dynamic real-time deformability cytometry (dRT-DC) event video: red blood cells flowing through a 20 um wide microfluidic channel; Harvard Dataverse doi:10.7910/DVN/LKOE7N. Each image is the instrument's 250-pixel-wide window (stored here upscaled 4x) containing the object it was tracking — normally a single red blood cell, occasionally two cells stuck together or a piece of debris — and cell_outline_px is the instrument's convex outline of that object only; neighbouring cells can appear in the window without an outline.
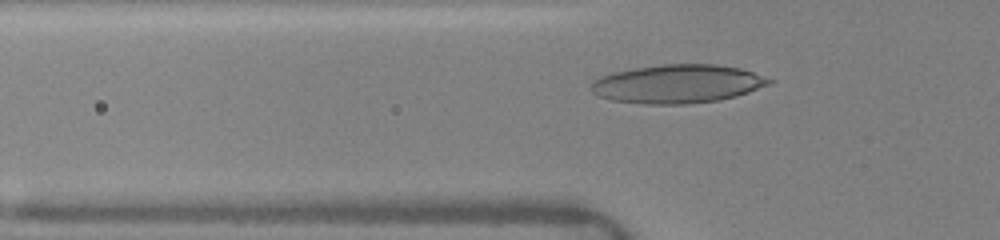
{"species": "human", "species_latin": "Homo sapiens", "temperature_condition": "warm", "stored_images_in_passage": 51, "camera_frame_rate_fps": 3000, "um_per_image_px": 0.085, "donor": {"sex": "female"}, "frame": {"image": 1, "passage_image": 6, "time_ms": 1.667, "image_size_px": [1000, 240], "cell_outline_px": [[776, 80], [768, 84], [748, 92], [736, 96], [716, 100], [684, 104], [648, 104], [612, 100], [600, 96], [592, 92], [592, 80], [600, 76], [612, 72], [660, 64], [716, 64], [740, 68]], "centroid_in_image_um": [57.58, 7.12], "position_along_channel_um": 68.2, "area_um2": 39.77}}
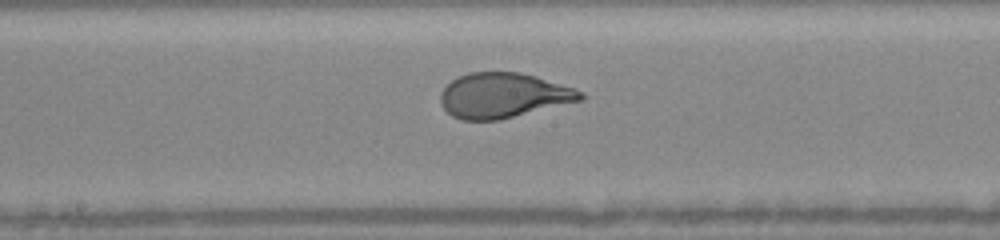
{"frame": {"image": 2, "passage_image": 22, "time_ms": 5.0, "image_size_px": [1000, 240], "cell_outline_px": [[588, 96], [584, 100], [500, 120], [464, 120], [452, 116], [440, 104], [440, 92], [452, 80], [468, 72], [520, 72], [536, 76], [576, 88], [584, 92]], "centroid_in_image_um": [42.84, 8.11], "position_along_channel_um": 205.4, "area_um2": 37.11}}
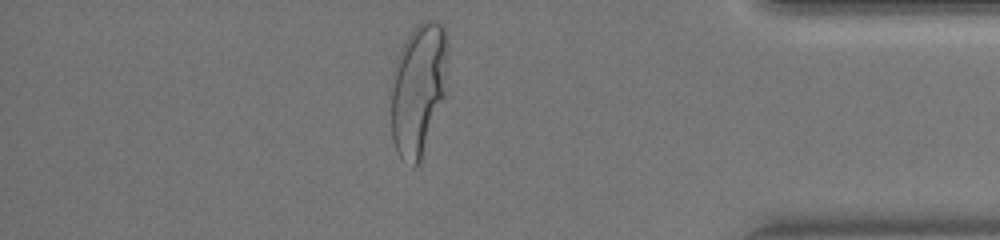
{"frame": {"image": 3, "passage_image": 43, "time_ms": 10.333, "image_size_px": [1000, 240], "cell_outline_px": [[448, 52], [444, 96], [420, 164], [412, 168], [400, 156], [392, 140], [388, 84], [400, 48], [408, 36], [420, 20], [436, 20], [444, 28], [448, 40]], "centroid_in_image_um": [35.51, 7.57], "position_along_channel_um": 399.7, "area_um2": 44.85}, "authors_computed_cell_mechanics": {"area_um2": 37.2232, "velocity_mm_per_s": 4.1345, "shape_relaxation_time_tau1_ms": 4.6708, "shape_relaxation_time_tau2_ms": null, "deformation_change_tau1": 0.2326, "deformation_change_tau2": null}}